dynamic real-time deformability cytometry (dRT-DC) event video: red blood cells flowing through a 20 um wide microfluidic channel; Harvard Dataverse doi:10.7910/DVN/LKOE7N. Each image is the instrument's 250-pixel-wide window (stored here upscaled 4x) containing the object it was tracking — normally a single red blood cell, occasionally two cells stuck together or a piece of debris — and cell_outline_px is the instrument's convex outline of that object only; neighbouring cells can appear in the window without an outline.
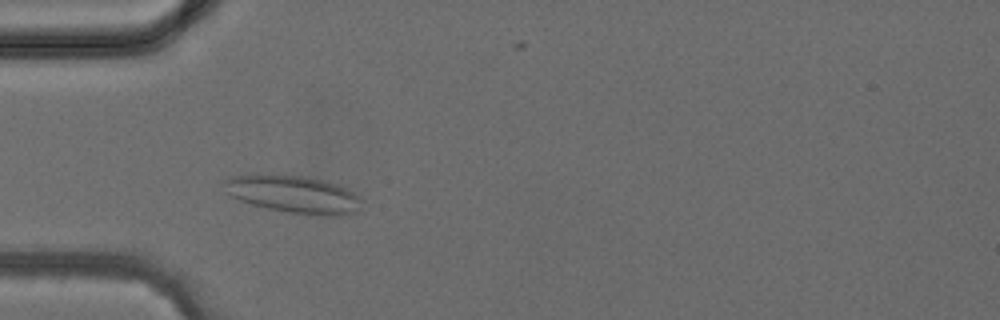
{"species": "common noctule bat (a hibernating species)", "species_latin": "Nyctalus noctula", "temperature_condition": "cold", "stored_images_in_passage": 4, "camera_frame_rate_fps": 3000, "um_per_image_px": 0.085, "animal": {"sex": "female", "body_mass_g": 24.6, "forearm_length_mm": 56.2}, "frame": {"image": 1, "passage_image": 2, "time_ms": 1.333, "image_size_px": [1000, 320], "cell_outline_px": [[364, 200], [356, 212], [340, 216], [320, 216], [288, 212], [268, 208], [252, 204], [228, 196], [224, 192], [224, 180], [228, 176], [304, 176], [336, 184], [360, 196]], "centroid_in_image_um": [24.97, 16.55], "position_along_channel_um": 60.0, "area_um2": 29.71}}